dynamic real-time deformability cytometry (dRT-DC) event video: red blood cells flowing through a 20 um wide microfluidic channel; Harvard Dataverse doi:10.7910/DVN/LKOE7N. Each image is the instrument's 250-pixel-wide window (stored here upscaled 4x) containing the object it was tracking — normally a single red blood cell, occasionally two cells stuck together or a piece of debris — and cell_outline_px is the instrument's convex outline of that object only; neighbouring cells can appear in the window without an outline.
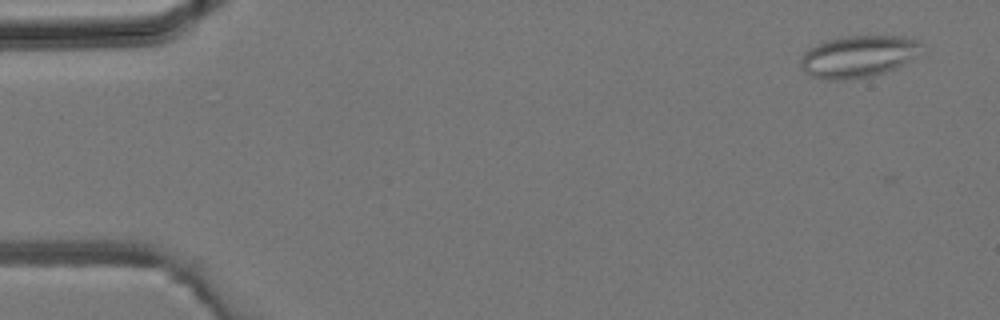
{"species": "common noctule bat (a hibernating species)", "species_latin": "Nyctalus noctula", "temperature_condition": "room temperature", "stored_images_in_passage": 9, "camera_frame_rate_fps": 3000, "um_per_image_px": 0.085, "animal": {"sex": "male", "body_mass_g": 19.2, "forearm_length_mm": 51.8}, "frame": {"image": 1, "passage_image": 3, "time_ms": 0.667, "image_size_px": [1000, 320], "cell_outline_px": [[924, 44], [904, 64], [896, 68], [872, 76], [844, 80], [824, 80], [812, 76], [804, 72], [800, 64], [800, 60], [804, 52], [828, 40], [840, 36], [904, 36], [920, 40]], "centroid_in_image_um": [72.93, 4.8], "position_along_channel_um": 12.1, "area_um2": 29.3}}